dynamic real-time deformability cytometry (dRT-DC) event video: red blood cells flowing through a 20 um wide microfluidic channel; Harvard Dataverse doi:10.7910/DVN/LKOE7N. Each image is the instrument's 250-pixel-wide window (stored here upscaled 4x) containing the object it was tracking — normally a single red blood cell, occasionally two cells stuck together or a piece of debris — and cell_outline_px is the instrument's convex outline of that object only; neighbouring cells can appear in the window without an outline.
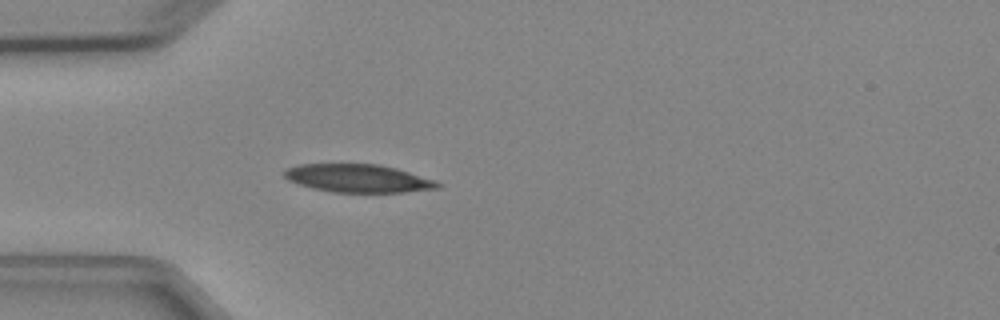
{"species": "Egyptian fruit bat (a non-hibernating species)", "species_latin": "Rousettus aegyptiacus", "temperature_condition": "cold", "stored_images_in_passage": 4, "camera_frame_rate_fps": 3000, "um_per_image_px": 0.085, "animal": {"sex": "female"}, "frame": {"image": 1, "passage_image": 4, "time_ms": 3.333, "image_size_px": [1000, 320], "cell_outline_px": [[444, 184], [440, 188], [404, 192], [332, 192], [300, 184], [288, 180], [284, 176], [284, 172], [288, 168], [300, 164], [380, 164], [396, 168], [436, 180]], "centroid_in_image_um": [30.51, 15.15], "position_along_channel_um": 54.5, "area_um2": 24.97}}